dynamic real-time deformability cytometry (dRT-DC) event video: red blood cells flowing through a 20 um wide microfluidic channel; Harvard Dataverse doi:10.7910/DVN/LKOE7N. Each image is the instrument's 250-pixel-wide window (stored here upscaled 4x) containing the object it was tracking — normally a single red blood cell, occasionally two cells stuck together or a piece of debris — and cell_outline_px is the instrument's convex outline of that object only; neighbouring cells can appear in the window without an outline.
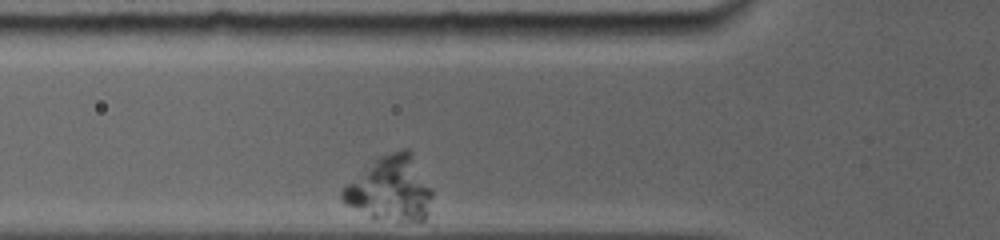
{"species": "common noctule bat (a hibernating species)", "species_latin": "Nyctalus noctula", "temperature_condition": "room temperature", "stored_images_in_passage": 8, "camera_frame_rate_fps": 5000, "um_per_image_px": 0.085, "animal": {"sex": "female", "body_mass_g": 19.0, "forearm_length_mm": 56.7}, "frame": {"image": 1, "passage_image": 5, "time_ms": 0.8, "image_size_px": [1000, 240], "cell_outline_px": [[432, 196], [428, 212], [424, 220], [396, 220], [372, 216], [340, 200], [340, 192], [348, 184], [380, 156], [404, 148], [408, 148], [412, 152], [432, 188]], "centroid_in_image_um": [33.25, 16.01], "position_along_channel_um": 92.5, "area_um2": 32.83}}